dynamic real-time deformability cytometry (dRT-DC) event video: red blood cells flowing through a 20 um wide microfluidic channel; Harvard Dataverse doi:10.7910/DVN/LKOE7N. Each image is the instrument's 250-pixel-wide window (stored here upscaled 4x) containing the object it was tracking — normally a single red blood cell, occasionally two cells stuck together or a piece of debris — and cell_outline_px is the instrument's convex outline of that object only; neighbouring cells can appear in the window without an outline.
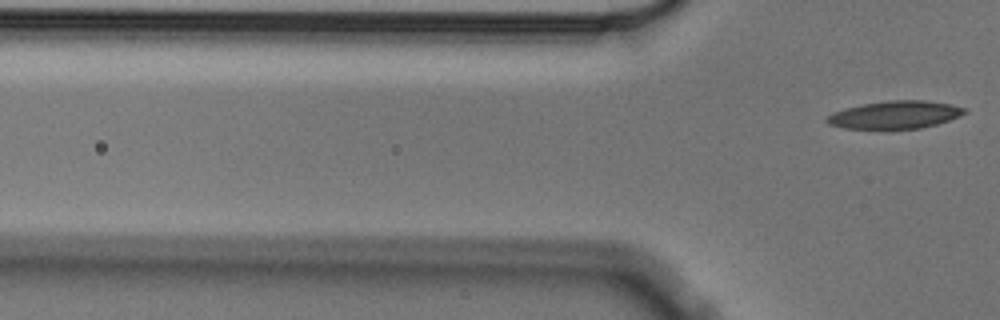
{"species": "Egyptian fruit bat (a non-hibernating species)", "species_latin": "Rousettus aegyptiacus", "temperature_condition": "cold", "stored_images_in_passage": 2, "camera_frame_rate_fps": 3000, "um_per_image_px": 0.085, "animal": {"sex": "male"}, "frame": {"image": 1, "passage_image": 2, "time_ms": 0.333, "image_size_px": [1000, 320], "cell_outline_px": [[968, 112], [960, 116], [936, 124], [920, 128], [844, 128], [828, 124], [824, 120], [832, 112], [844, 108], [864, 104], [888, 100], [924, 100], [952, 104], [964, 108]], "centroid_in_image_um": [76.07, 9.74], "position_along_channel_um": 49.7, "area_um2": 22.08}}